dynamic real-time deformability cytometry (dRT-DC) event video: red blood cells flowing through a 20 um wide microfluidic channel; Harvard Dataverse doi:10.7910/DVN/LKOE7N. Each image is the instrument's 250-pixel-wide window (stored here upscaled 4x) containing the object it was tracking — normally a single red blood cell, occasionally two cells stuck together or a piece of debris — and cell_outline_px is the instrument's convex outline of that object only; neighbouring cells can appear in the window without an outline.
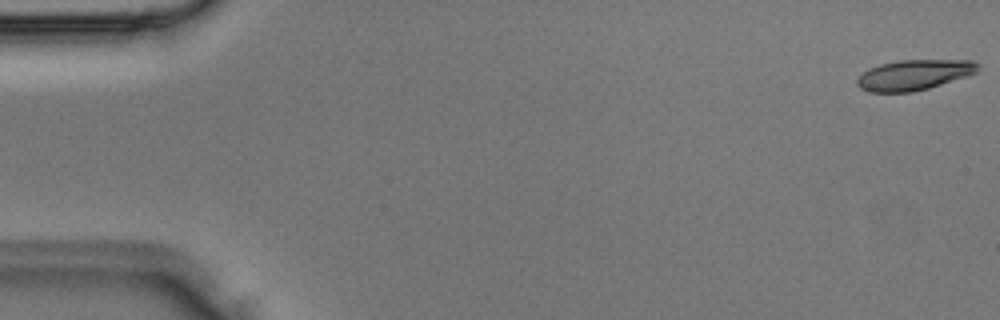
{"species": "Egyptian fruit bat (a non-hibernating species)", "species_latin": "Rousettus aegyptiacus", "temperature_condition": "room temperature", "stored_images_in_passage": 4, "segment_of_instrument_passage": [1, 2], "camera_frame_rate_fps": 3000, "um_per_image_px": 0.085, "animal": {"sex": "male"}, "frame": {"image": 1, "passage_image": 1, "time_ms": 0.0, "image_size_px": [1000, 320], "cell_outline_px": [[980, 64], [976, 72], [968, 76], [928, 88], [912, 92], [868, 92], [860, 88], [856, 84], [856, 80], [868, 68], [880, 64], [900, 60], [972, 60]], "centroid_in_image_um": [77.69, 6.36], "position_along_channel_um": 7.3, "area_um2": 21.39}}